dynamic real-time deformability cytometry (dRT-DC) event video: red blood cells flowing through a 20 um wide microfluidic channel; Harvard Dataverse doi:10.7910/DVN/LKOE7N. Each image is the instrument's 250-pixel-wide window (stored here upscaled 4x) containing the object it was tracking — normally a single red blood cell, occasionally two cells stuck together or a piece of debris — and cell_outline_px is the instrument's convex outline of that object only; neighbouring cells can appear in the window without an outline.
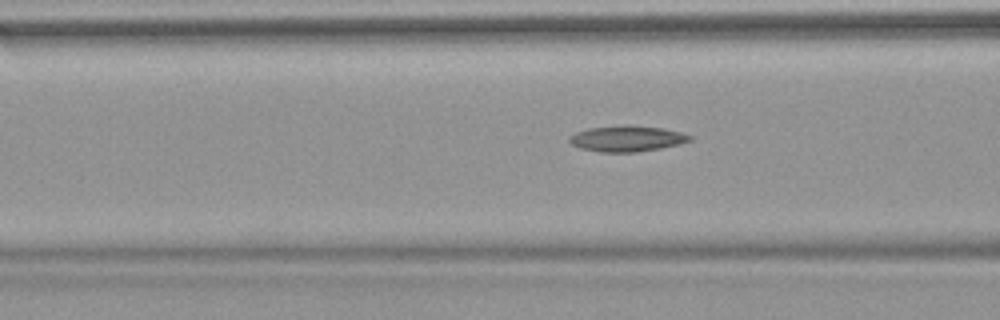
{"species": "common noctule bat (a hibernating species)", "species_latin": "Nyctalus noctula", "temperature_condition": "warm", "stored_images_in_passage": 39, "camera_frame_rate_fps": 3000, "um_per_image_px": 0.085, "animal": {"sex": "female", "body_mass_g": 18.4}, "frame": {"image": 1, "passage_image": 7, "time_ms": 2.0, "image_size_px": [1000, 320], "cell_outline_px": [[692, 140], [680, 144], [660, 148], [636, 152], [600, 152], [580, 148], [572, 144], [568, 140], [568, 136], [576, 132], [588, 128], [624, 124], [628, 124], [664, 128], [680, 132], [692, 136]], "centroid_in_image_um": [53.28, 11.77], "position_along_channel_um": 113.3, "area_um2": 18.38}}
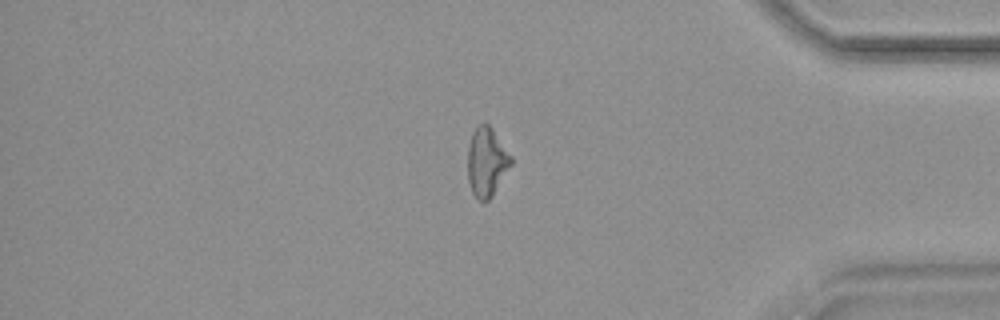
{"frame": {"image": 2, "passage_image": 31, "time_ms": 10.0, "image_size_px": [1000, 320], "cell_outline_px": [[512, 164], [492, 196], [488, 200], [480, 200], [472, 192], [468, 180], [468, 148], [472, 132], [484, 120], [492, 128], [512, 156]], "centroid_in_image_um": [41.37, 13.73], "position_along_channel_um": 393.8, "area_um2": 17.34}}
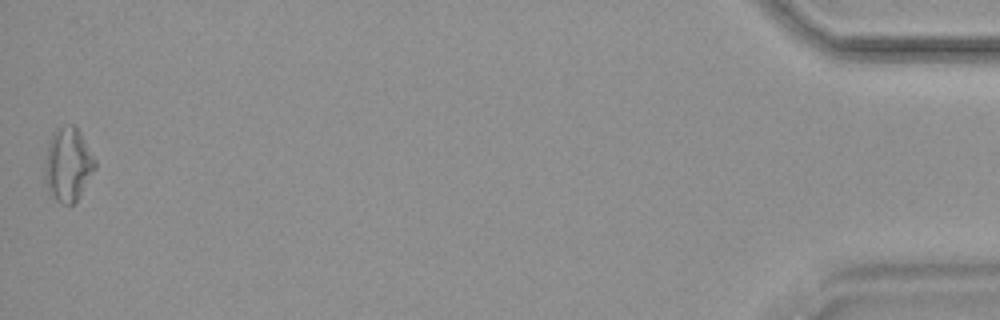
{"frame": {"image": 3, "passage_image": 39, "time_ms": 12.667, "image_size_px": [1000, 320], "cell_outline_px": [[96, 168], [76, 200], [72, 204], [60, 204], [48, 192], [44, 180], [44, 168], [48, 140], [52, 132], [56, 128], [64, 124], [72, 124], [80, 132], [96, 160]], "centroid_in_image_um": [5.75, 13.96], "position_along_channel_um": 429.5, "area_um2": 21.79}, "authors_computed_cell_mechanics": {"area_um2": 17.6868, "velocity_mm_per_s": 3.8284, "shape_relaxation_time_tau1_ms": null, "shape_relaxation_time_tau2_ms": 7.2573, "deformation_change_tau1": null, "deformation_change_tau2": 0.1791}}